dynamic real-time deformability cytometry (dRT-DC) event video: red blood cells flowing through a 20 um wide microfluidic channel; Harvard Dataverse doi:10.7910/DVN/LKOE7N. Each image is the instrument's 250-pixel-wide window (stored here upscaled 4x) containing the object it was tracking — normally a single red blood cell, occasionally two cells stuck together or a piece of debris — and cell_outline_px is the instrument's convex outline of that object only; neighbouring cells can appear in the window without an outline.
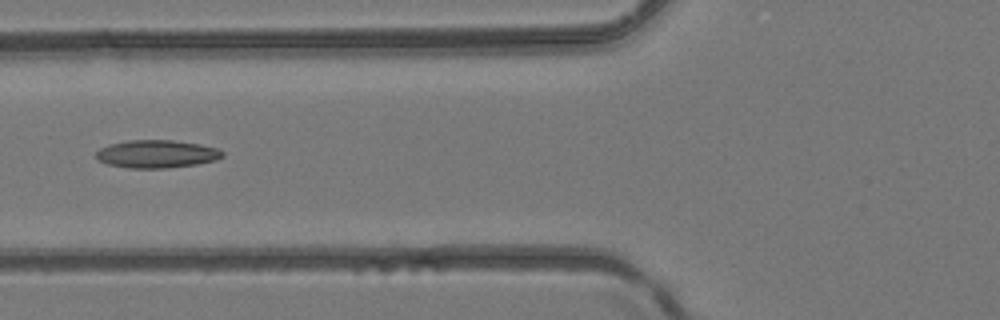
{"species": "common noctule bat (a hibernating species)", "species_latin": "Nyctalus noctula", "temperature_condition": "room temperature", "stored_images_in_passage": 4, "camera_frame_rate_fps": 3000, "um_per_image_px": 0.085, "animal": {"sex": "female", "body_mass_g": 24.6, "forearm_length_mm": 56.2}, "frame": {"image": 1, "passage_image": 4, "time_ms": 1.0, "image_size_px": [1000, 320], "cell_outline_px": [[224, 156], [216, 160], [196, 164], [168, 168], [128, 168], [108, 164], [96, 160], [96, 152], [100, 148], [108, 144], [128, 140], [172, 140], [200, 144], [220, 148], [224, 152]], "centroid_in_image_um": [13.33, 13.08], "position_along_channel_um": 112.5, "area_um2": 20.75}}